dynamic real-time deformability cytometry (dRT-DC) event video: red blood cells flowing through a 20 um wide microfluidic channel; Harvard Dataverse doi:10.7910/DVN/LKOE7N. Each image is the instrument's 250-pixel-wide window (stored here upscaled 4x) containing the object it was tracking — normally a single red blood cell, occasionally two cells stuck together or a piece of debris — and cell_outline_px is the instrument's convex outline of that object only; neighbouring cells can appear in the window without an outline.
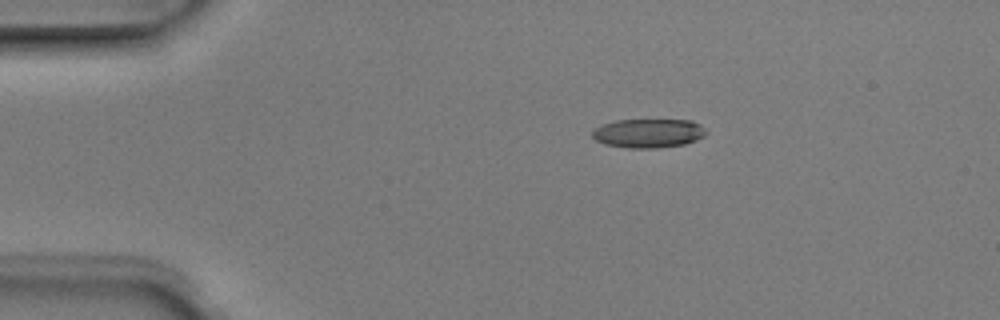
{"species": "Egyptian fruit bat (a non-hibernating species)", "species_latin": "Rousettus aegyptiacus", "temperature_condition": "room temperature", "stored_images_in_passage": 6, "camera_frame_rate_fps": 3000, "um_per_image_px": 0.085, "animal": {"sex": "male"}, "frame": {"image": 1, "passage_image": 2, "time_ms": 0.333, "image_size_px": [1000, 320], "cell_outline_px": [[708, 132], [704, 136], [696, 140], [684, 144], [656, 148], [628, 148], [604, 144], [596, 140], [592, 136], [592, 132], [596, 128], [604, 124], [616, 120], [692, 120], [700, 124]], "centroid_in_image_um": [55.14, 11.32], "position_along_channel_um": 29.9, "area_um2": 19.19}}
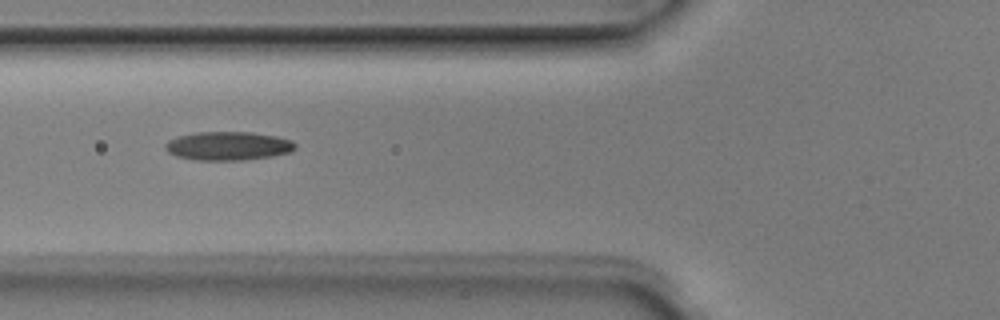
{"frame": {"image": 2, "passage_image": 5, "time_ms": 1.333, "image_size_px": [1000, 320], "cell_outline_px": [[296, 148], [292, 152], [272, 156], [244, 160], [196, 160], [176, 156], [168, 152], [164, 148], [164, 144], [168, 140], [176, 136], [196, 132], [252, 132], [276, 136], [292, 140], [296, 144]], "centroid_in_image_um": [19.39, 12.4], "position_along_channel_um": 106.4, "area_um2": 21.96}}
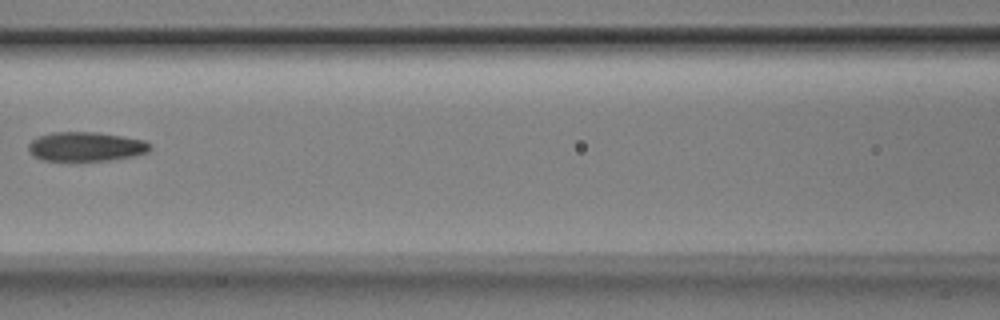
{"frame": {"image": 3, "passage_image": 6, "time_ms": 1.667, "image_size_px": [1000, 320], "cell_outline_px": [[152, 148], [148, 152], [132, 156], [108, 160], [44, 160], [32, 156], [28, 152], [28, 144], [32, 140], [40, 136], [52, 132], [96, 132], [144, 140], [152, 144]], "centroid_in_image_um": [7.29, 12.45], "position_along_channel_um": 159.3, "area_um2": 20.63}}